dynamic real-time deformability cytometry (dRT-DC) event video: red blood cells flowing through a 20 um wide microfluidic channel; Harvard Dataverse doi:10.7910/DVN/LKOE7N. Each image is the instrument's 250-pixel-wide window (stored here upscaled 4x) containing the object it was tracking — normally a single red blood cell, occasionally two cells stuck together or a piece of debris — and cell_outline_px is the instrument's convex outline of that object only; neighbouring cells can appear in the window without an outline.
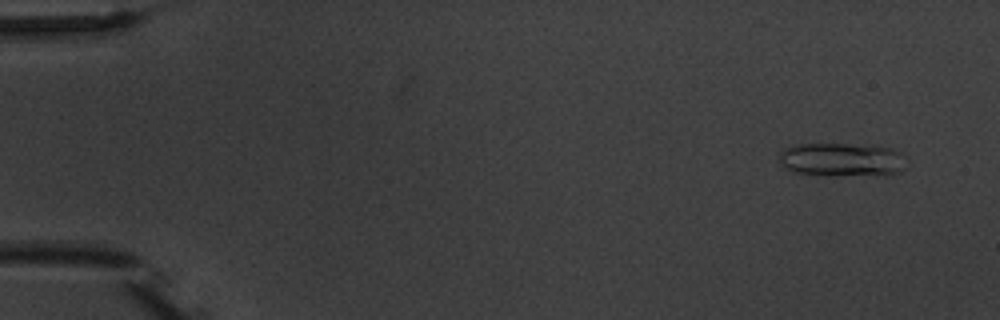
{"species": "common noctule bat (a hibernating species)", "species_latin": "Nyctalus noctula", "temperature_condition": "warm", "stored_images_in_passage": 4, "camera_frame_rate_fps": 3000, "um_per_image_px": 0.085, "animal": {"sex": "male", "body_mass_g": 20.1, "forearm_length_mm": 53.5}, "frame": {"image": 1, "passage_image": 1, "time_ms": 0.0, "image_size_px": [1000, 320], "cell_outline_px": [[904, 168], [900, 172], [884, 176], [832, 176], [796, 172], [780, 164], [780, 152], [784, 148], [796, 144], [848, 144], [892, 148], [900, 152]], "centroid_in_image_um": [71.56, 13.59], "position_along_channel_um": 13.4, "area_um2": 25.03}}